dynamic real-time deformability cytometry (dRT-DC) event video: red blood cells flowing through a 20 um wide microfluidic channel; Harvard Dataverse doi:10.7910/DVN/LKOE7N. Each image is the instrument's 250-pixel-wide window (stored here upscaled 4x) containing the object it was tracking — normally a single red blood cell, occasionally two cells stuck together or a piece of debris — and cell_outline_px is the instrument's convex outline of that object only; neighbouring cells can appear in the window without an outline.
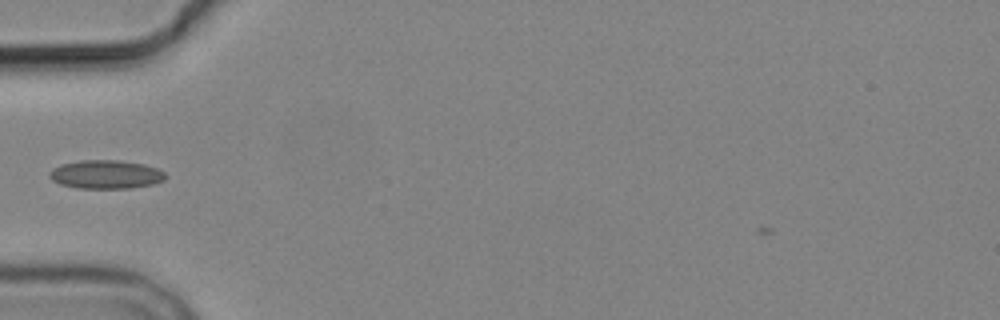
{"species": "common noctule bat (a hibernating species)", "species_latin": "Nyctalus noctula", "temperature_condition": "cold", "stored_images_in_passage": 4, "camera_frame_rate_fps": 3000, "um_per_image_px": 0.085, "animal": {"sex": "male", "body_mass_g": 19.2, "forearm_length_mm": 51.8}, "frame": {"image": 1, "passage_image": 1, "time_ms": 0.0, "image_size_px": [1000, 320], "cell_outline_px": [[168, 176], [164, 180], [152, 184], [132, 188], [76, 188], [60, 184], [52, 180], [48, 176], [48, 172], [52, 168], [60, 164], [80, 160], [120, 160], [144, 164], [156, 168], [164, 172]], "centroid_in_image_um": [8.97, 14.82], "position_along_channel_um": 76.0, "area_um2": 19.54}}
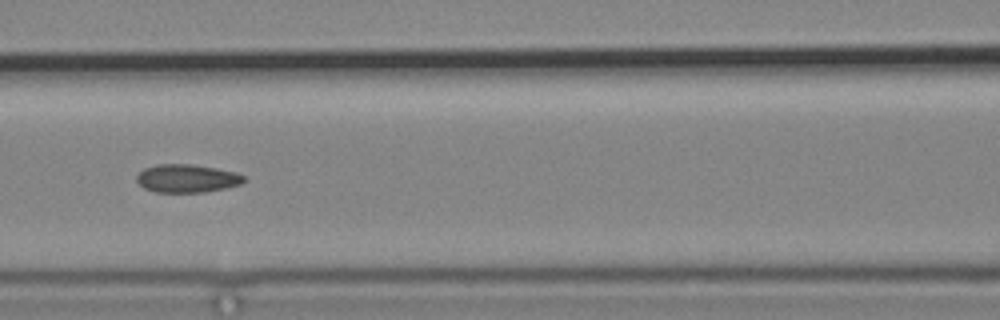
{"frame": {"image": 2, "passage_image": 3, "time_ms": 2.0, "image_size_px": [1000, 320], "cell_outline_px": [[244, 180], [240, 184], [224, 188], [204, 192], [156, 192], [144, 188], [136, 180], [136, 176], [144, 168], [156, 164], [192, 164], [216, 168], [236, 172], [244, 176]], "centroid_in_image_um": [15.86, 15.16], "position_along_channel_um": 150.7, "area_um2": 17.51}}
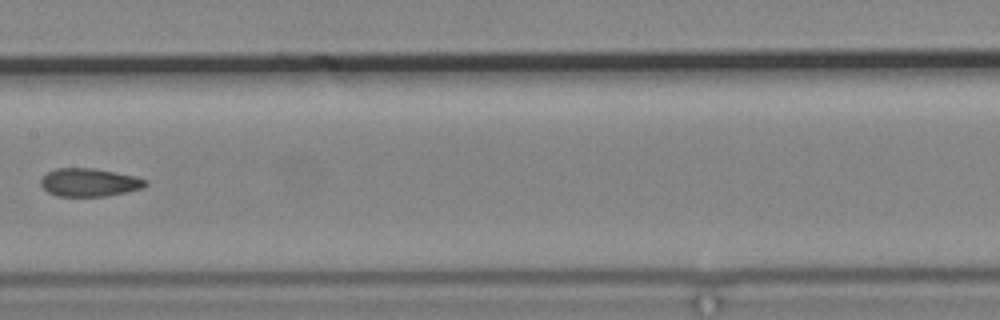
{"frame": {"image": 3, "passage_image": 4, "time_ms": 3.333, "image_size_px": [1000, 320], "cell_outline_px": [[148, 184], [144, 188], [128, 192], [104, 196], [56, 196], [48, 192], [40, 184], [40, 180], [48, 172], [56, 168], [96, 168], [136, 176], [148, 180]], "centroid_in_image_um": [7.64, 15.5], "position_along_channel_um": 199.8, "area_um2": 17.34}}